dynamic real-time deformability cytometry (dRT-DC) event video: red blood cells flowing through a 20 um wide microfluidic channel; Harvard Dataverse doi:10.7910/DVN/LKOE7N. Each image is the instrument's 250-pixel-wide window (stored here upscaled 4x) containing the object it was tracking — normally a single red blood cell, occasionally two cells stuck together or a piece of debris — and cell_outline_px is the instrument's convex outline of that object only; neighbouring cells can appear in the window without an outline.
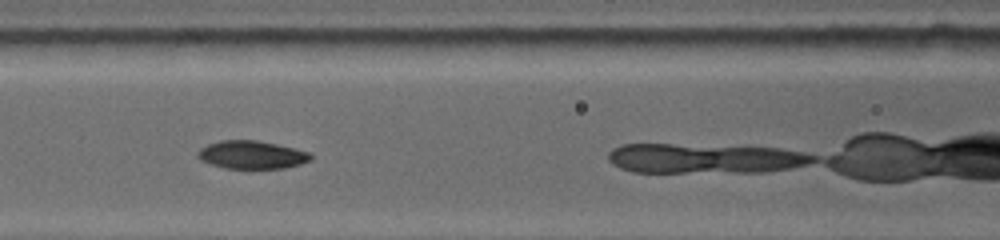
{"species": "common noctule bat (a hibernating species)", "species_latin": "Nyctalus noctula", "temperature_condition": "warm", "stored_images_in_passage": 4, "camera_frame_rate_fps": 5000, "um_per_image_px": 0.085, "animal": {"sex": "female", "body_mass_g": 19.0, "forearm_length_mm": 53.3}, "frame": {"image": 1, "passage_image": 3, "time_ms": 1.8, "image_size_px": [1000, 240], "cell_outline_px": [[312, 160], [300, 164], [284, 168], [224, 168], [200, 160], [196, 156], [196, 152], [200, 148], [208, 144], [220, 140], [256, 140], [276, 144], [308, 152], [312, 156]], "centroid_in_image_um": [21.36, 13.15], "position_along_channel_um": 145.2, "area_um2": 18.38}}